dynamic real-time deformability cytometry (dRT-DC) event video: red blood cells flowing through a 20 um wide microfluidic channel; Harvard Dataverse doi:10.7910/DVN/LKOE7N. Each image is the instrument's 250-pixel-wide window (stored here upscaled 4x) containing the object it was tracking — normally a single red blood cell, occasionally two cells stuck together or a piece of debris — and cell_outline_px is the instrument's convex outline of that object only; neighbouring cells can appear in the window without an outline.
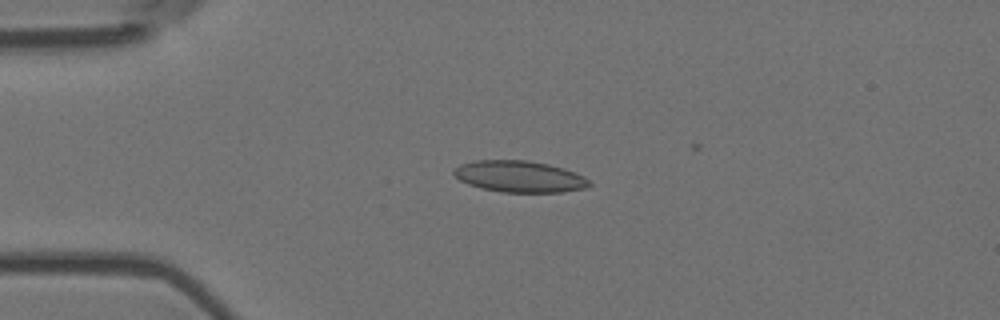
{"species": "Egyptian fruit bat (a non-hibernating species)", "species_latin": "Rousettus aegyptiacus", "temperature_condition": "room temperature", "stored_images_in_passage": 6, "camera_frame_rate_fps": 3000, "um_per_image_px": 0.085, "animal": {"sex": "female"}, "frame": {"image": 1, "passage_image": 1, "time_ms": 0.0, "image_size_px": [1000, 320], "cell_outline_px": [[592, 184], [584, 188], [564, 192], [500, 192], [480, 188], [468, 184], [460, 180], [452, 172], [460, 164], [476, 160], [524, 160], [548, 164], [564, 168], [576, 172], [584, 176]], "centroid_in_image_um": [44.16, 15.0], "position_along_channel_um": 40.8, "area_um2": 24.85}}
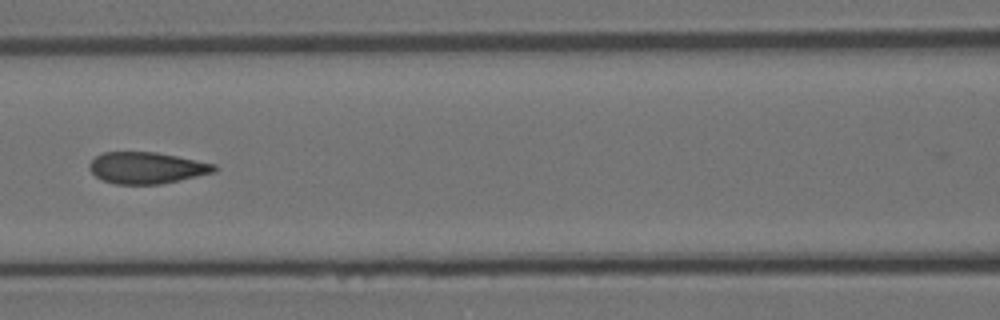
{"frame": {"image": 2, "passage_image": 4, "time_ms": 1.0, "image_size_px": [1000, 320], "cell_outline_px": [[216, 172], [180, 180], [160, 184], [116, 184], [100, 180], [88, 168], [88, 164], [96, 156], [104, 152], [156, 152], [216, 164]], "centroid_in_image_um": [12.45, 14.27], "position_along_channel_um": 154.1, "area_um2": 22.95}}
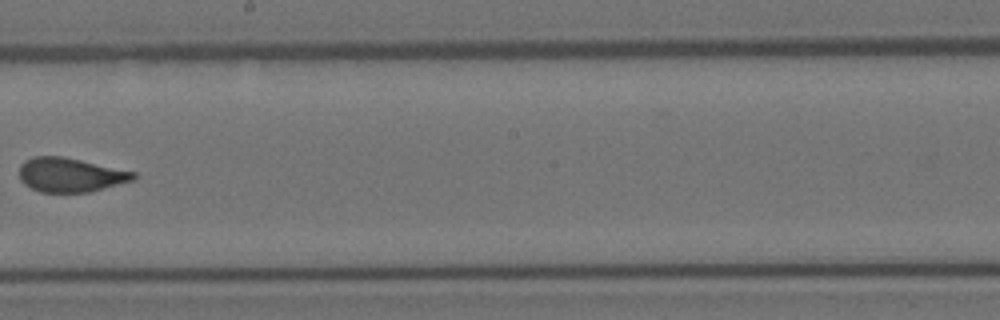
{"frame": {"image": 3, "passage_image": 6, "time_ms": 1.667, "image_size_px": [1000, 320], "cell_outline_px": [[136, 176], [132, 180], [88, 192], [40, 192], [24, 184], [20, 180], [20, 164], [24, 160], [32, 156], [64, 156], [136, 172]], "centroid_in_image_um": [5.94, 14.85], "position_along_channel_um": 242.3, "area_um2": 22.66}}